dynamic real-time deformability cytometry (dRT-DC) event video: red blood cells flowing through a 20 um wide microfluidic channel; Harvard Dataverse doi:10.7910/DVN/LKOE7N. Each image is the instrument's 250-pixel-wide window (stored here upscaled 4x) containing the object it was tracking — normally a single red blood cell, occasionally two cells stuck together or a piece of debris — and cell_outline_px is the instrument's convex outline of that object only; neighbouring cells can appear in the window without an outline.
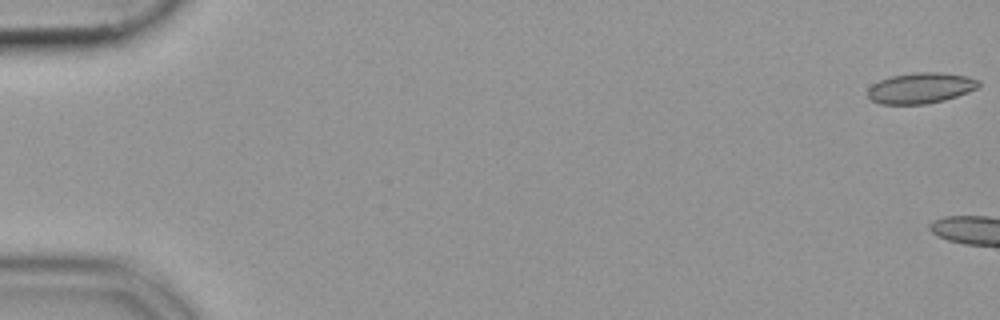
{"species": "common noctule bat (a hibernating species)", "species_latin": "Nyctalus noctula", "temperature_condition": "cold", "stored_images_in_passage": 16, "camera_frame_rate_fps": 3000, "um_per_image_px": 0.085, "animal": {"sex": "female", "body_mass_g": 19.9}, "frame": {"image": 1, "passage_image": 1, "time_ms": 0.0, "image_size_px": [1000, 320], "cell_outline_px": [[980, 84], [976, 88], [968, 92], [944, 100], [924, 104], [880, 104], [872, 100], [868, 96], [868, 88], [872, 84], [880, 80], [892, 76], [916, 72], [940, 72], [968, 76], [980, 80]], "centroid_in_image_um": [78.26, 7.48], "position_along_channel_um": 6.7, "area_um2": 19.83}}
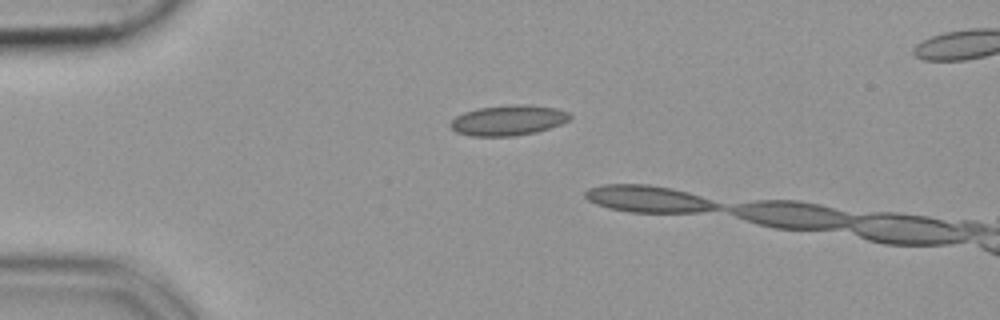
{"frame": {"image": 2, "passage_image": 14, "time_ms": 4.333, "image_size_px": [1000, 320], "cell_outline_px": [[572, 116], [568, 120], [560, 124], [536, 132], [516, 136], [472, 136], [456, 132], [448, 124], [456, 116], [464, 112], [476, 108], [512, 104], [528, 104], [556, 108], [568, 112]], "centroid_in_image_um": [43.18, 10.21], "position_along_channel_um": 41.8, "area_um2": 21.21}}